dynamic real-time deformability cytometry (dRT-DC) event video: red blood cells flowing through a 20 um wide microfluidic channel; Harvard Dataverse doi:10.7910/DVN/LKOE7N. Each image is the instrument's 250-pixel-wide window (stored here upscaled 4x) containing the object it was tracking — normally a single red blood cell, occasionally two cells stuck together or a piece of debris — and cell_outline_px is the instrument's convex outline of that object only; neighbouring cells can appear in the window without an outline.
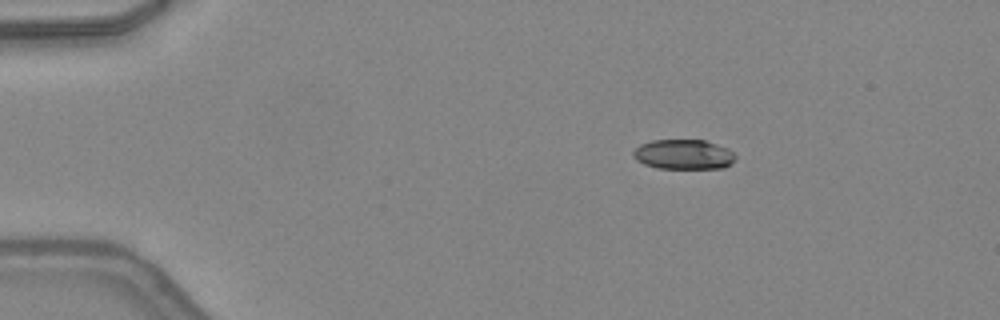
{"species": "common noctule bat (a hibernating species)", "species_latin": "Nyctalus noctula", "temperature_condition": "warm", "stored_images_in_passage": 41, "camera_frame_rate_fps": 3000, "um_per_image_px": 0.085, "animal": {"sex": "female", "body_mass_g": 24.6, "forearm_length_mm": 56.2}, "frame": {"image": 1, "passage_image": 1, "time_ms": 0.0, "image_size_px": [1000, 320], "cell_outline_px": [[736, 160], [732, 164], [724, 168], [656, 168], [644, 164], [636, 160], [632, 156], [632, 152], [640, 144], [652, 140], [704, 140], [728, 148], [736, 156]], "centroid_in_image_um": [58.11, 13.13], "position_along_channel_um": 26.9, "area_um2": 17.92}}
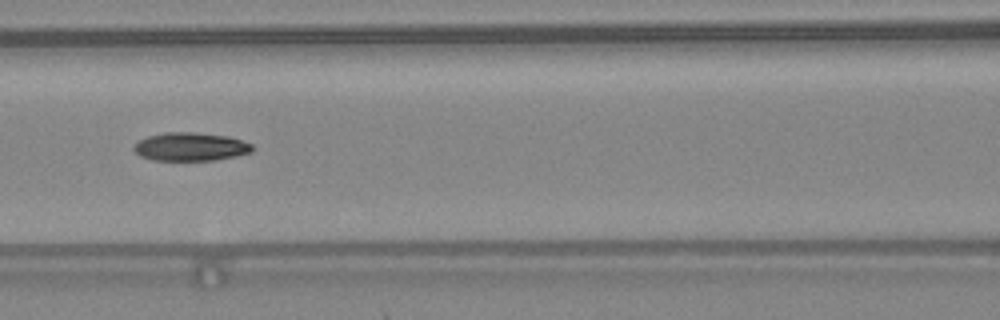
{"frame": {"image": 2, "passage_image": 15, "time_ms": 4.667, "image_size_px": [1000, 320], "cell_outline_px": [[252, 152], [236, 156], [216, 160], [152, 160], [140, 156], [132, 148], [140, 140], [148, 136], [164, 132], [192, 132], [228, 136], [252, 144]], "centroid_in_image_um": [16.19, 12.47], "position_along_channel_um": 150.4, "area_um2": 19.48}}
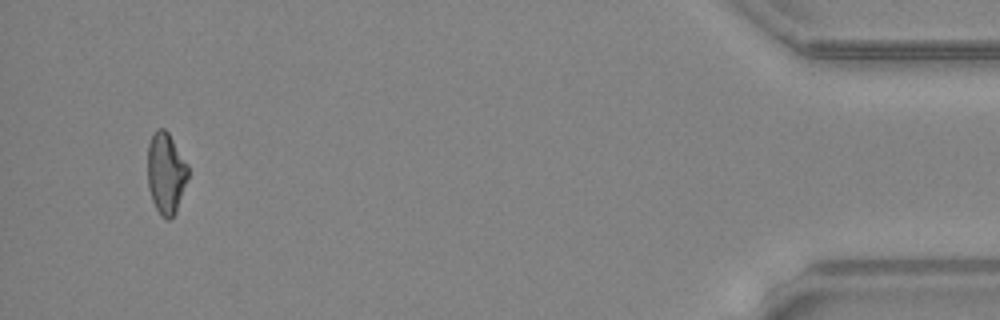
{"frame": {"image": 3, "passage_image": 39, "time_ms": 12.667, "image_size_px": [1000, 320], "cell_outline_px": [[188, 176], [176, 212], [168, 220], [160, 216], [152, 200], [148, 188], [148, 144], [152, 132], [156, 128], [164, 128], [168, 132], [188, 164]], "centroid_in_image_um": [14.09, 14.69], "position_along_channel_um": 421.1, "area_um2": 19.25}, "authors_computed_cell_mechanics": {"area_um2": 19.4208, "velocity_mm_per_s": 4.328, "shape_relaxation_time_tau1_ms": null, "shape_relaxation_time_tau2_ms": 3.7523, "deformation_change_tau1": null, "deformation_change_tau2": 0.1205}}